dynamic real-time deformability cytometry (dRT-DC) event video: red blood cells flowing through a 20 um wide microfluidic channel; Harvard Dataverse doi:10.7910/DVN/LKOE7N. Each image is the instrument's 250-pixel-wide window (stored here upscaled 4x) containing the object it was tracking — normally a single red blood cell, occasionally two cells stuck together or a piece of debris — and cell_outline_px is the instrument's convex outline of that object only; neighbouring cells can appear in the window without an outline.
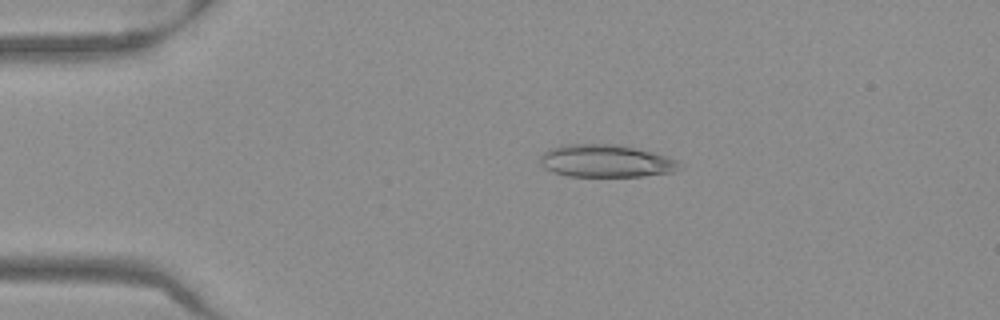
{"species": "Egyptian fruit bat (a non-hibernating species)", "species_latin": "Rousettus aegyptiacus", "temperature_condition": "warm", "stored_images_in_passage": 15, "camera_frame_rate_fps": 3000, "um_per_image_px": 0.085, "frame": {"image": 1, "passage_image": 1, "time_ms": 0.0, "image_size_px": [1000, 320], "cell_outline_px": [[684, 168], [672, 172], [644, 176], [568, 176], [552, 172], [544, 168], [540, 164], [540, 156], [544, 152], [552, 148], [568, 144], [616, 144], [636, 148], [652, 152], [676, 160]], "centroid_in_image_um": [51.5, 13.69], "position_along_channel_um": 33.5, "area_um2": 26.41}}
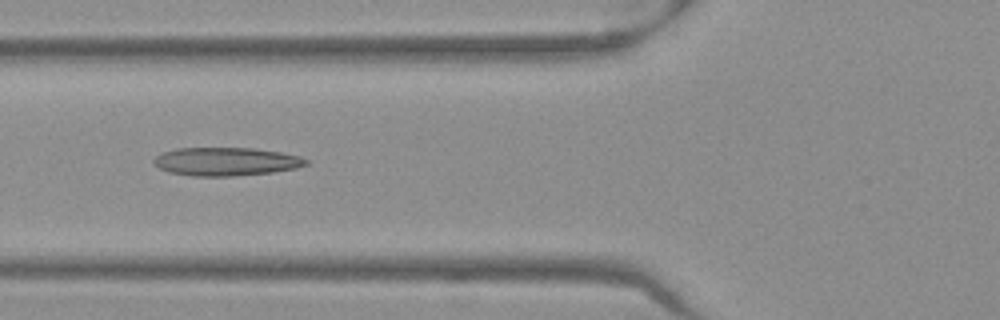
{"frame": {"image": 2, "passage_image": 10, "time_ms": 3.0, "image_size_px": [1000, 320], "cell_outline_px": [[308, 164], [296, 168], [272, 172], [232, 176], [192, 176], [168, 172], [152, 164], [152, 160], [156, 156], [164, 152], [176, 148], [256, 148], [280, 152], [300, 156], [308, 160]], "centroid_in_image_um": [19.19, 13.73], "position_along_channel_um": 106.6, "area_um2": 25.2}}
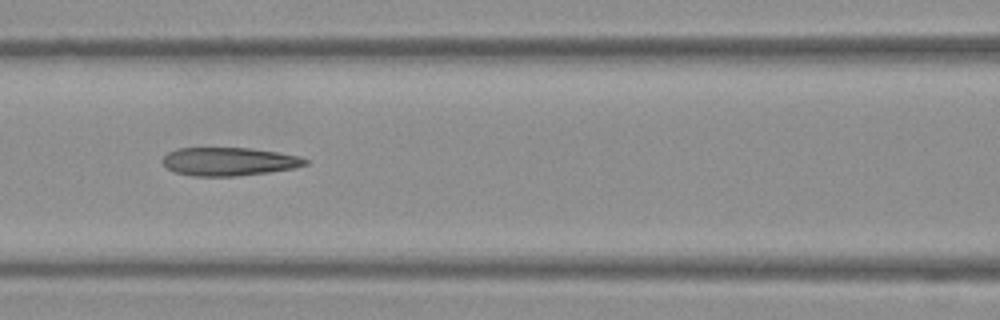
{"frame": {"image": 3, "passage_image": 13, "time_ms": 4.0, "image_size_px": [1000, 320], "cell_outline_px": [[308, 164], [292, 168], [268, 172], [236, 176], [192, 176], [176, 172], [168, 168], [160, 160], [168, 152], [176, 148], [252, 148], [300, 156], [308, 160]], "centroid_in_image_um": [19.44, 13.72], "position_along_channel_um": 147.2, "area_um2": 23.47}}